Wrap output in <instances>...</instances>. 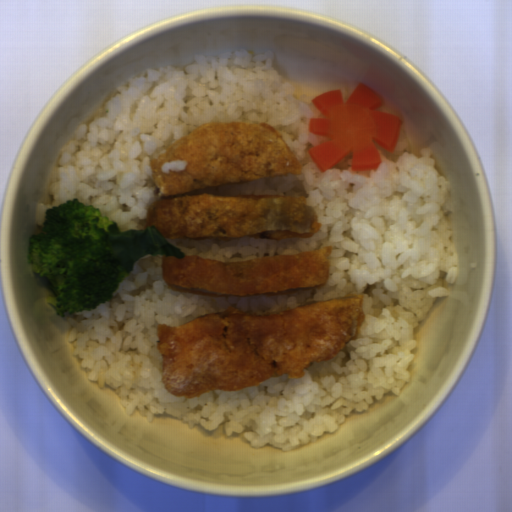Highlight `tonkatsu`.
Returning a JSON list of instances; mask_svg holds the SVG:
<instances>
[{
    "instance_id": "1",
    "label": "tonkatsu",
    "mask_w": 512,
    "mask_h": 512,
    "mask_svg": "<svg viewBox=\"0 0 512 512\" xmlns=\"http://www.w3.org/2000/svg\"><path fill=\"white\" fill-rule=\"evenodd\" d=\"M177 159L188 161L184 171L161 173L163 163ZM150 165L158 194L145 224L164 238L309 239L322 225L307 197L196 193L301 174L283 136L267 122L202 123L151 157Z\"/></svg>"
},
{
    "instance_id": "2",
    "label": "tonkatsu",
    "mask_w": 512,
    "mask_h": 512,
    "mask_svg": "<svg viewBox=\"0 0 512 512\" xmlns=\"http://www.w3.org/2000/svg\"><path fill=\"white\" fill-rule=\"evenodd\" d=\"M363 295L259 315L235 307L179 326L156 325L161 383L191 398L212 390L255 387L269 378L304 377V368L335 358L364 324Z\"/></svg>"
},
{
    "instance_id": "3",
    "label": "tonkatsu",
    "mask_w": 512,
    "mask_h": 512,
    "mask_svg": "<svg viewBox=\"0 0 512 512\" xmlns=\"http://www.w3.org/2000/svg\"><path fill=\"white\" fill-rule=\"evenodd\" d=\"M332 252L328 246L243 262L163 255L161 275L170 289L195 296L276 297L323 287L328 282Z\"/></svg>"
}]
</instances>
